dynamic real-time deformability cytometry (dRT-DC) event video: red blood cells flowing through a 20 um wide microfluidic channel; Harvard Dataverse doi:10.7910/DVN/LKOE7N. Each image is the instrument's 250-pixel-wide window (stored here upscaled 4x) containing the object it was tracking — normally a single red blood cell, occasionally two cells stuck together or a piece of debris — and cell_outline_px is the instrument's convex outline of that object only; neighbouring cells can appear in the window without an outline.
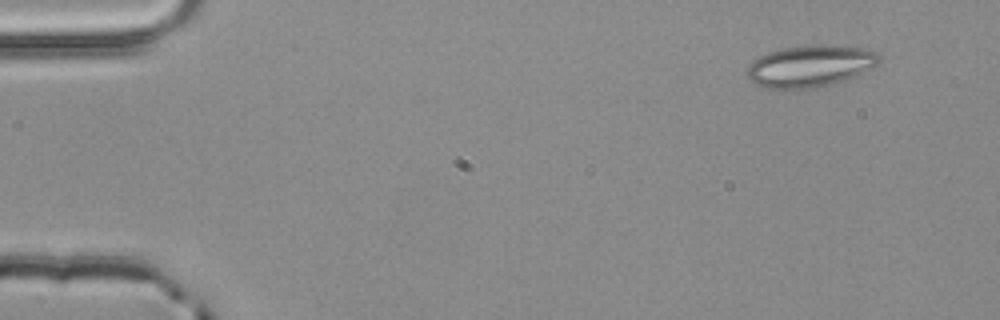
{"species": "common noctule bat (a hibernating species)", "species_latin": "Nyctalus noctula", "temperature_condition": "room temperature", "stored_images_in_passage": 4, "camera_frame_rate_fps": 3000, "um_per_image_px": 0.085, "animal": {"sex": "male", "body_mass_g": 20.4}, "frame": {"image": 1, "passage_image": 4, "time_ms": 1.0, "image_size_px": [1000, 320], "cell_outline_px": [[880, 60], [872, 68], [844, 80], [812, 88], [764, 88], [748, 80], [748, 64], [752, 60], [768, 52], [784, 48], [816, 44], [824, 44], [864, 48], [876, 52], [880, 56]], "centroid_in_image_um": [68.84, 5.6], "position_along_channel_um": 16.2, "area_um2": 31.91}}